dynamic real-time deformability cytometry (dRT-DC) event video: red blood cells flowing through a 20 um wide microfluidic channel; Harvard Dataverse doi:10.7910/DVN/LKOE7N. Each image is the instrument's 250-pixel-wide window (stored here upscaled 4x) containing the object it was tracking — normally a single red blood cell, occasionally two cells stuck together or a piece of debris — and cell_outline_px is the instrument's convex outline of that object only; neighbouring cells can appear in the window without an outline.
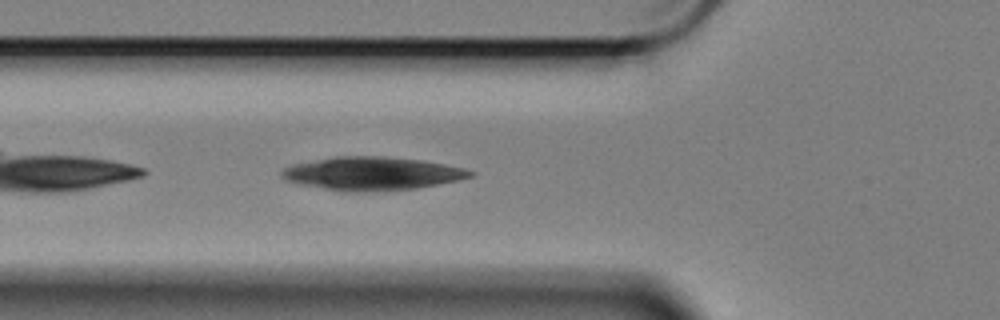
{"species": "Egyptian fruit bat (a non-hibernating species)", "species_latin": "Rousettus aegyptiacus", "temperature_condition": "cold", "stored_images_in_passage": 34, "camera_frame_rate_fps": 3000, "um_per_image_px": 0.085, "animal": {"sex": "female"}, "frame": {"image": 1, "passage_image": 4, "time_ms": 1.0, "image_size_px": [1000, 320], "cell_outline_px": [[476, 172], [472, 176], [460, 180], [416, 188], [368, 192], [344, 192], [296, 184], [284, 180], [280, 176], [280, 172], [284, 168], [292, 164], [336, 156], [380, 156], [420, 160], [444, 164], [464, 168]], "centroid_in_image_um": [31.57, 14.76], "position_along_channel_um": 94.2, "area_um2": 36.82}}
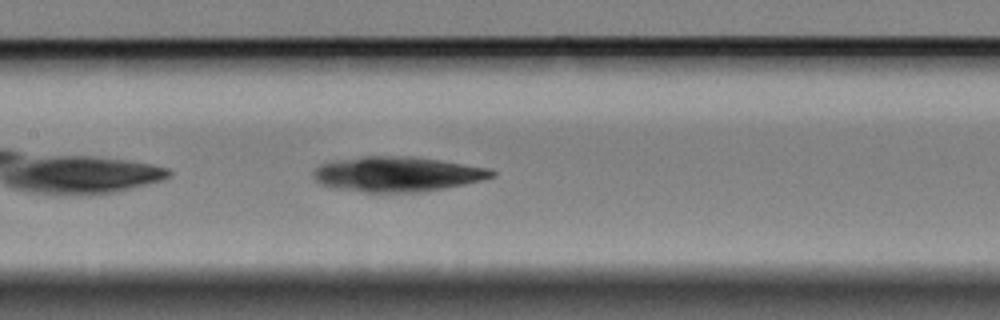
{"frame": {"image": 2, "passage_image": 11, "time_ms": 3.333, "image_size_px": [1000, 320], "cell_outline_px": [[496, 176], [484, 180], [424, 192], [364, 192], [336, 188], [320, 184], [312, 176], [312, 172], [320, 164], [336, 160], [364, 156], [412, 156], [440, 160], [492, 168], [496, 172]], "centroid_in_image_um": [33.81, 14.8], "position_along_channel_um": 173.6, "area_um2": 36.65}}
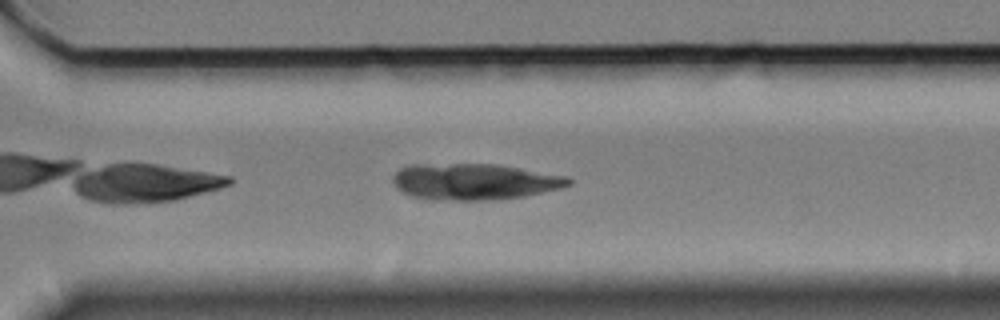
{"frame": {"image": 3, "passage_image": 25, "time_ms": 8.0, "image_size_px": [1000, 320], "cell_outline_px": [[572, 184], [560, 188], [524, 196], [500, 200], [432, 200], [412, 196], [396, 188], [392, 180], [392, 176], [400, 168], [412, 164], [500, 164], [568, 176], [572, 180]], "centroid_in_image_um": [40.33, 15.44], "position_along_channel_um": 330.3, "area_um2": 37.51}}